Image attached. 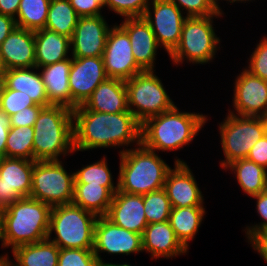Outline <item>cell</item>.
Wrapping results in <instances>:
<instances>
[{
    "label": "cell",
    "mask_w": 267,
    "mask_h": 266,
    "mask_svg": "<svg viewBox=\"0 0 267 266\" xmlns=\"http://www.w3.org/2000/svg\"><path fill=\"white\" fill-rule=\"evenodd\" d=\"M73 133L75 152L141 144V123L130 110L101 113L80 105L73 110Z\"/></svg>",
    "instance_id": "1"
},
{
    "label": "cell",
    "mask_w": 267,
    "mask_h": 266,
    "mask_svg": "<svg viewBox=\"0 0 267 266\" xmlns=\"http://www.w3.org/2000/svg\"><path fill=\"white\" fill-rule=\"evenodd\" d=\"M208 115L171 110L147 118L141 124V144L151 151H175L189 146L202 127L208 122Z\"/></svg>",
    "instance_id": "2"
},
{
    "label": "cell",
    "mask_w": 267,
    "mask_h": 266,
    "mask_svg": "<svg viewBox=\"0 0 267 266\" xmlns=\"http://www.w3.org/2000/svg\"><path fill=\"white\" fill-rule=\"evenodd\" d=\"M119 155V191L145 195L164 188L172 168L155 151L140 144L136 148H123Z\"/></svg>",
    "instance_id": "3"
},
{
    "label": "cell",
    "mask_w": 267,
    "mask_h": 266,
    "mask_svg": "<svg viewBox=\"0 0 267 266\" xmlns=\"http://www.w3.org/2000/svg\"><path fill=\"white\" fill-rule=\"evenodd\" d=\"M33 127V161L60 160L75 152L73 110L68 107H43Z\"/></svg>",
    "instance_id": "4"
},
{
    "label": "cell",
    "mask_w": 267,
    "mask_h": 266,
    "mask_svg": "<svg viewBox=\"0 0 267 266\" xmlns=\"http://www.w3.org/2000/svg\"><path fill=\"white\" fill-rule=\"evenodd\" d=\"M51 206L31 197H22L3 210V248L47 239Z\"/></svg>",
    "instance_id": "5"
},
{
    "label": "cell",
    "mask_w": 267,
    "mask_h": 266,
    "mask_svg": "<svg viewBox=\"0 0 267 266\" xmlns=\"http://www.w3.org/2000/svg\"><path fill=\"white\" fill-rule=\"evenodd\" d=\"M97 219L92 212L72 203L53 206L47 238L60 249L93 250Z\"/></svg>",
    "instance_id": "6"
},
{
    "label": "cell",
    "mask_w": 267,
    "mask_h": 266,
    "mask_svg": "<svg viewBox=\"0 0 267 266\" xmlns=\"http://www.w3.org/2000/svg\"><path fill=\"white\" fill-rule=\"evenodd\" d=\"M223 15L218 12L211 16L187 17L183 23L180 42L169 55L173 64L180 65L185 60L193 65L212 62L220 49V38L215 33L213 19Z\"/></svg>",
    "instance_id": "7"
},
{
    "label": "cell",
    "mask_w": 267,
    "mask_h": 266,
    "mask_svg": "<svg viewBox=\"0 0 267 266\" xmlns=\"http://www.w3.org/2000/svg\"><path fill=\"white\" fill-rule=\"evenodd\" d=\"M218 128L225 158L220 161V166L224 170L232 162L246 158L250 149L266 134L263 117L229 112Z\"/></svg>",
    "instance_id": "8"
},
{
    "label": "cell",
    "mask_w": 267,
    "mask_h": 266,
    "mask_svg": "<svg viewBox=\"0 0 267 266\" xmlns=\"http://www.w3.org/2000/svg\"><path fill=\"white\" fill-rule=\"evenodd\" d=\"M155 70H145L125 81L128 108L142 124L147 118L171 110L175 103L164 88Z\"/></svg>",
    "instance_id": "9"
},
{
    "label": "cell",
    "mask_w": 267,
    "mask_h": 266,
    "mask_svg": "<svg viewBox=\"0 0 267 266\" xmlns=\"http://www.w3.org/2000/svg\"><path fill=\"white\" fill-rule=\"evenodd\" d=\"M74 172L68 173L61 160L35 161L29 197L49 204H71L74 195Z\"/></svg>",
    "instance_id": "10"
},
{
    "label": "cell",
    "mask_w": 267,
    "mask_h": 266,
    "mask_svg": "<svg viewBox=\"0 0 267 266\" xmlns=\"http://www.w3.org/2000/svg\"><path fill=\"white\" fill-rule=\"evenodd\" d=\"M183 14L174 3L168 0H152L143 16L149 23L160 48L163 47L168 55L180 42L183 23L187 18Z\"/></svg>",
    "instance_id": "11"
},
{
    "label": "cell",
    "mask_w": 267,
    "mask_h": 266,
    "mask_svg": "<svg viewBox=\"0 0 267 266\" xmlns=\"http://www.w3.org/2000/svg\"><path fill=\"white\" fill-rule=\"evenodd\" d=\"M102 58L108 78L126 81L144 71L134 59L128 34L118 24L110 28Z\"/></svg>",
    "instance_id": "12"
},
{
    "label": "cell",
    "mask_w": 267,
    "mask_h": 266,
    "mask_svg": "<svg viewBox=\"0 0 267 266\" xmlns=\"http://www.w3.org/2000/svg\"><path fill=\"white\" fill-rule=\"evenodd\" d=\"M93 252L100 264L105 262L101 253L127 256L143 253L142 235L119 227L106 216H99L95 224Z\"/></svg>",
    "instance_id": "13"
},
{
    "label": "cell",
    "mask_w": 267,
    "mask_h": 266,
    "mask_svg": "<svg viewBox=\"0 0 267 266\" xmlns=\"http://www.w3.org/2000/svg\"><path fill=\"white\" fill-rule=\"evenodd\" d=\"M35 161L0 158V209L4 210L22 197H29Z\"/></svg>",
    "instance_id": "14"
},
{
    "label": "cell",
    "mask_w": 267,
    "mask_h": 266,
    "mask_svg": "<svg viewBox=\"0 0 267 266\" xmlns=\"http://www.w3.org/2000/svg\"><path fill=\"white\" fill-rule=\"evenodd\" d=\"M107 78L102 56L72 57L69 73L71 110L83 105L96 87Z\"/></svg>",
    "instance_id": "15"
},
{
    "label": "cell",
    "mask_w": 267,
    "mask_h": 266,
    "mask_svg": "<svg viewBox=\"0 0 267 266\" xmlns=\"http://www.w3.org/2000/svg\"><path fill=\"white\" fill-rule=\"evenodd\" d=\"M233 90L234 110L229 109V113L258 117L267 115V81L244 68L236 77Z\"/></svg>",
    "instance_id": "16"
},
{
    "label": "cell",
    "mask_w": 267,
    "mask_h": 266,
    "mask_svg": "<svg viewBox=\"0 0 267 266\" xmlns=\"http://www.w3.org/2000/svg\"><path fill=\"white\" fill-rule=\"evenodd\" d=\"M111 27L102 15L80 17L70 38L69 55L73 58L102 56Z\"/></svg>",
    "instance_id": "17"
},
{
    "label": "cell",
    "mask_w": 267,
    "mask_h": 266,
    "mask_svg": "<svg viewBox=\"0 0 267 266\" xmlns=\"http://www.w3.org/2000/svg\"><path fill=\"white\" fill-rule=\"evenodd\" d=\"M174 160L164 184L172 208L204 206V196L190 166L177 156Z\"/></svg>",
    "instance_id": "18"
},
{
    "label": "cell",
    "mask_w": 267,
    "mask_h": 266,
    "mask_svg": "<svg viewBox=\"0 0 267 266\" xmlns=\"http://www.w3.org/2000/svg\"><path fill=\"white\" fill-rule=\"evenodd\" d=\"M130 39L132 53L136 63L145 70H154L159 44L143 17L123 18L119 25Z\"/></svg>",
    "instance_id": "19"
},
{
    "label": "cell",
    "mask_w": 267,
    "mask_h": 266,
    "mask_svg": "<svg viewBox=\"0 0 267 266\" xmlns=\"http://www.w3.org/2000/svg\"><path fill=\"white\" fill-rule=\"evenodd\" d=\"M4 70L36 67L34 31L15 27L0 44Z\"/></svg>",
    "instance_id": "20"
},
{
    "label": "cell",
    "mask_w": 267,
    "mask_h": 266,
    "mask_svg": "<svg viewBox=\"0 0 267 266\" xmlns=\"http://www.w3.org/2000/svg\"><path fill=\"white\" fill-rule=\"evenodd\" d=\"M106 217L119 227L142 235L148 225L143 195L118 190L113 196Z\"/></svg>",
    "instance_id": "21"
},
{
    "label": "cell",
    "mask_w": 267,
    "mask_h": 266,
    "mask_svg": "<svg viewBox=\"0 0 267 266\" xmlns=\"http://www.w3.org/2000/svg\"><path fill=\"white\" fill-rule=\"evenodd\" d=\"M142 249L151 254V258L172 259L189 252L176 238L169 221L151 223L142 234Z\"/></svg>",
    "instance_id": "22"
},
{
    "label": "cell",
    "mask_w": 267,
    "mask_h": 266,
    "mask_svg": "<svg viewBox=\"0 0 267 266\" xmlns=\"http://www.w3.org/2000/svg\"><path fill=\"white\" fill-rule=\"evenodd\" d=\"M83 106L88 110L101 113L129 111L125 81L117 78H107L96 87Z\"/></svg>",
    "instance_id": "23"
},
{
    "label": "cell",
    "mask_w": 267,
    "mask_h": 266,
    "mask_svg": "<svg viewBox=\"0 0 267 266\" xmlns=\"http://www.w3.org/2000/svg\"><path fill=\"white\" fill-rule=\"evenodd\" d=\"M72 57L54 64L38 68L45 85L48 102L71 109L69 73Z\"/></svg>",
    "instance_id": "24"
},
{
    "label": "cell",
    "mask_w": 267,
    "mask_h": 266,
    "mask_svg": "<svg viewBox=\"0 0 267 266\" xmlns=\"http://www.w3.org/2000/svg\"><path fill=\"white\" fill-rule=\"evenodd\" d=\"M4 86L7 89L23 92L37 105L43 107L51 105L37 67L4 70Z\"/></svg>",
    "instance_id": "25"
},
{
    "label": "cell",
    "mask_w": 267,
    "mask_h": 266,
    "mask_svg": "<svg viewBox=\"0 0 267 266\" xmlns=\"http://www.w3.org/2000/svg\"><path fill=\"white\" fill-rule=\"evenodd\" d=\"M36 67H44L71 58L70 38L56 32L40 29L34 31Z\"/></svg>",
    "instance_id": "26"
},
{
    "label": "cell",
    "mask_w": 267,
    "mask_h": 266,
    "mask_svg": "<svg viewBox=\"0 0 267 266\" xmlns=\"http://www.w3.org/2000/svg\"><path fill=\"white\" fill-rule=\"evenodd\" d=\"M11 252L15 266H57L60 248L47 238L18 246Z\"/></svg>",
    "instance_id": "27"
},
{
    "label": "cell",
    "mask_w": 267,
    "mask_h": 266,
    "mask_svg": "<svg viewBox=\"0 0 267 266\" xmlns=\"http://www.w3.org/2000/svg\"><path fill=\"white\" fill-rule=\"evenodd\" d=\"M204 206L172 208L169 216V224L174 230L176 238L188 250L189 242L193 241L198 233L206 214Z\"/></svg>",
    "instance_id": "28"
},
{
    "label": "cell",
    "mask_w": 267,
    "mask_h": 266,
    "mask_svg": "<svg viewBox=\"0 0 267 266\" xmlns=\"http://www.w3.org/2000/svg\"><path fill=\"white\" fill-rule=\"evenodd\" d=\"M114 194L101 185L74 183L72 204L92 212L96 216H106Z\"/></svg>",
    "instance_id": "29"
},
{
    "label": "cell",
    "mask_w": 267,
    "mask_h": 266,
    "mask_svg": "<svg viewBox=\"0 0 267 266\" xmlns=\"http://www.w3.org/2000/svg\"><path fill=\"white\" fill-rule=\"evenodd\" d=\"M231 170L235 174L236 180L245 194L254 196L265 191L267 169L257 165L246 158L229 164L225 170Z\"/></svg>",
    "instance_id": "30"
},
{
    "label": "cell",
    "mask_w": 267,
    "mask_h": 266,
    "mask_svg": "<svg viewBox=\"0 0 267 266\" xmlns=\"http://www.w3.org/2000/svg\"><path fill=\"white\" fill-rule=\"evenodd\" d=\"M79 18L69 0H50L45 29L71 38Z\"/></svg>",
    "instance_id": "31"
},
{
    "label": "cell",
    "mask_w": 267,
    "mask_h": 266,
    "mask_svg": "<svg viewBox=\"0 0 267 266\" xmlns=\"http://www.w3.org/2000/svg\"><path fill=\"white\" fill-rule=\"evenodd\" d=\"M50 0H21L15 18L16 26L31 31L45 28Z\"/></svg>",
    "instance_id": "32"
},
{
    "label": "cell",
    "mask_w": 267,
    "mask_h": 266,
    "mask_svg": "<svg viewBox=\"0 0 267 266\" xmlns=\"http://www.w3.org/2000/svg\"><path fill=\"white\" fill-rule=\"evenodd\" d=\"M74 172V183H90L108 188L113 194L118 191L117 184L113 181V175L108 167L106 156L97 162L87 164ZM116 184V185H114Z\"/></svg>",
    "instance_id": "33"
},
{
    "label": "cell",
    "mask_w": 267,
    "mask_h": 266,
    "mask_svg": "<svg viewBox=\"0 0 267 266\" xmlns=\"http://www.w3.org/2000/svg\"><path fill=\"white\" fill-rule=\"evenodd\" d=\"M34 127H11L6 142V157L33 160Z\"/></svg>",
    "instance_id": "34"
},
{
    "label": "cell",
    "mask_w": 267,
    "mask_h": 266,
    "mask_svg": "<svg viewBox=\"0 0 267 266\" xmlns=\"http://www.w3.org/2000/svg\"><path fill=\"white\" fill-rule=\"evenodd\" d=\"M143 203L148 224L168 221L172 205L164 188L143 195Z\"/></svg>",
    "instance_id": "35"
},
{
    "label": "cell",
    "mask_w": 267,
    "mask_h": 266,
    "mask_svg": "<svg viewBox=\"0 0 267 266\" xmlns=\"http://www.w3.org/2000/svg\"><path fill=\"white\" fill-rule=\"evenodd\" d=\"M35 105L31 97L26 96L23 92L7 89L3 86L0 94V111L6 113L9 117L25 107Z\"/></svg>",
    "instance_id": "36"
},
{
    "label": "cell",
    "mask_w": 267,
    "mask_h": 266,
    "mask_svg": "<svg viewBox=\"0 0 267 266\" xmlns=\"http://www.w3.org/2000/svg\"><path fill=\"white\" fill-rule=\"evenodd\" d=\"M57 266H101L93 250L60 249Z\"/></svg>",
    "instance_id": "37"
},
{
    "label": "cell",
    "mask_w": 267,
    "mask_h": 266,
    "mask_svg": "<svg viewBox=\"0 0 267 266\" xmlns=\"http://www.w3.org/2000/svg\"><path fill=\"white\" fill-rule=\"evenodd\" d=\"M152 0H105L109 11L124 18L143 17Z\"/></svg>",
    "instance_id": "38"
},
{
    "label": "cell",
    "mask_w": 267,
    "mask_h": 266,
    "mask_svg": "<svg viewBox=\"0 0 267 266\" xmlns=\"http://www.w3.org/2000/svg\"><path fill=\"white\" fill-rule=\"evenodd\" d=\"M174 3L186 17H204L216 15L219 11L216 0H168Z\"/></svg>",
    "instance_id": "39"
},
{
    "label": "cell",
    "mask_w": 267,
    "mask_h": 266,
    "mask_svg": "<svg viewBox=\"0 0 267 266\" xmlns=\"http://www.w3.org/2000/svg\"><path fill=\"white\" fill-rule=\"evenodd\" d=\"M251 74L267 81V37L257 43L256 48L250 55L248 67L245 68Z\"/></svg>",
    "instance_id": "40"
},
{
    "label": "cell",
    "mask_w": 267,
    "mask_h": 266,
    "mask_svg": "<svg viewBox=\"0 0 267 266\" xmlns=\"http://www.w3.org/2000/svg\"><path fill=\"white\" fill-rule=\"evenodd\" d=\"M251 198L256 200V210L257 214H259L260 218H262L263 222L255 224L252 226L245 227V234L247 239L255 233H259L262 231H267V193L261 192L260 194L251 196Z\"/></svg>",
    "instance_id": "41"
},
{
    "label": "cell",
    "mask_w": 267,
    "mask_h": 266,
    "mask_svg": "<svg viewBox=\"0 0 267 266\" xmlns=\"http://www.w3.org/2000/svg\"><path fill=\"white\" fill-rule=\"evenodd\" d=\"M80 17L103 15L101 9L105 7V0H69Z\"/></svg>",
    "instance_id": "42"
},
{
    "label": "cell",
    "mask_w": 267,
    "mask_h": 266,
    "mask_svg": "<svg viewBox=\"0 0 267 266\" xmlns=\"http://www.w3.org/2000/svg\"><path fill=\"white\" fill-rule=\"evenodd\" d=\"M43 106L35 105L25 107L23 110L10 116L11 127L34 126L37 116Z\"/></svg>",
    "instance_id": "43"
},
{
    "label": "cell",
    "mask_w": 267,
    "mask_h": 266,
    "mask_svg": "<svg viewBox=\"0 0 267 266\" xmlns=\"http://www.w3.org/2000/svg\"><path fill=\"white\" fill-rule=\"evenodd\" d=\"M246 159L267 169V134L250 149Z\"/></svg>",
    "instance_id": "44"
},
{
    "label": "cell",
    "mask_w": 267,
    "mask_h": 266,
    "mask_svg": "<svg viewBox=\"0 0 267 266\" xmlns=\"http://www.w3.org/2000/svg\"><path fill=\"white\" fill-rule=\"evenodd\" d=\"M248 242L251 244L254 251L267 263V231L252 234L248 238Z\"/></svg>",
    "instance_id": "45"
},
{
    "label": "cell",
    "mask_w": 267,
    "mask_h": 266,
    "mask_svg": "<svg viewBox=\"0 0 267 266\" xmlns=\"http://www.w3.org/2000/svg\"><path fill=\"white\" fill-rule=\"evenodd\" d=\"M10 128V117L0 111V158L6 157V142Z\"/></svg>",
    "instance_id": "46"
},
{
    "label": "cell",
    "mask_w": 267,
    "mask_h": 266,
    "mask_svg": "<svg viewBox=\"0 0 267 266\" xmlns=\"http://www.w3.org/2000/svg\"><path fill=\"white\" fill-rule=\"evenodd\" d=\"M16 27L15 19L0 13V44L8 37Z\"/></svg>",
    "instance_id": "47"
},
{
    "label": "cell",
    "mask_w": 267,
    "mask_h": 266,
    "mask_svg": "<svg viewBox=\"0 0 267 266\" xmlns=\"http://www.w3.org/2000/svg\"><path fill=\"white\" fill-rule=\"evenodd\" d=\"M21 0H0V13L16 18Z\"/></svg>",
    "instance_id": "48"
},
{
    "label": "cell",
    "mask_w": 267,
    "mask_h": 266,
    "mask_svg": "<svg viewBox=\"0 0 267 266\" xmlns=\"http://www.w3.org/2000/svg\"><path fill=\"white\" fill-rule=\"evenodd\" d=\"M0 266H15L12 261H10V257L8 253L3 254L0 256Z\"/></svg>",
    "instance_id": "49"
},
{
    "label": "cell",
    "mask_w": 267,
    "mask_h": 266,
    "mask_svg": "<svg viewBox=\"0 0 267 266\" xmlns=\"http://www.w3.org/2000/svg\"><path fill=\"white\" fill-rule=\"evenodd\" d=\"M218 1H220V0H216V5H217V8H218V11L220 12V13H222V14H224L223 13V11L221 10L222 8L220 7V4H219V2ZM222 1V0H221ZM224 1H226V2H230V3H235V2H244V3H246L247 1L249 2V1H251V0H224Z\"/></svg>",
    "instance_id": "50"
},
{
    "label": "cell",
    "mask_w": 267,
    "mask_h": 266,
    "mask_svg": "<svg viewBox=\"0 0 267 266\" xmlns=\"http://www.w3.org/2000/svg\"><path fill=\"white\" fill-rule=\"evenodd\" d=\"M0 241L3 248V210L0 209Z\"/></svg>",
    "instance_id": "51"
},
{
    "label": "cell",
    "mask_w": 267,
    "mask_h": 266,
    "mask_svg": "<svg viewBox=\"0 0 267 266\" xmlns=\"http://www.w3.org/2000/svg\"><path fill=\"white\" fill-rule=\"evenodd\" d=\"M101 266H132L131 264H127V263H123V264H114L113 262L112 263H107V262H104L103 264H101Z\"/></svg>",
    "instance_id": "52"
},
{
    "label": "cell",
    "mask_w": 267,
    "mask_h": 266,
    "mask_svg": "<svg viewBox=\"0 0 267 266\" xmlns=\"http://www.w3.org/2000/svg\"><path fill=\"white\" fill-rule=\"evenodd\" d=\"M4 86V73H0V94Z\"/></svg>",
    "instance_id": "53"
},
{
    "label": "cell",
    "mask_w": 267,
    "mask_h": 266,
    "mask_svg": "<svg viewBox=\"0 0 267 266\" xmlns=\"http://www.w3.org/2000/svg\"><path fill=\"white\" fill-rule=\"evenodd\" d=\"M264 118V122H265V127H266V134H267V115L263 117Z\"/></svg>",
    "instance_id": "54"
},
{
    "label": "cell",
    "mask_w": 267,
    "mask_h": 266,
    "mask_svg": "<svg viewBox=\"0 0 267 266\" xmlns=\"http://www.w3.org/2000/svg\"><path fill=\"white\" fill-rule=\"evenodd\" d=\"M0 73H4V68H3L2 64H1V60H0Z\"/></svg>",
    "instance_id": "55"
},
{
    "label": "cell",
    "mask_w": 267,
    "mask_h": 266,
    "mask_svg": "<svg viewBox=\"0 0 267 266\" xmlns=\"http://www.w3.org/2000/svg\"><path fill=\"white\" fill-rule=\"evenodd\" d=\"M267 193V179H266V185H265V191Z\"/></svg>",
    "instance_id": "56"
}]
</instances>
